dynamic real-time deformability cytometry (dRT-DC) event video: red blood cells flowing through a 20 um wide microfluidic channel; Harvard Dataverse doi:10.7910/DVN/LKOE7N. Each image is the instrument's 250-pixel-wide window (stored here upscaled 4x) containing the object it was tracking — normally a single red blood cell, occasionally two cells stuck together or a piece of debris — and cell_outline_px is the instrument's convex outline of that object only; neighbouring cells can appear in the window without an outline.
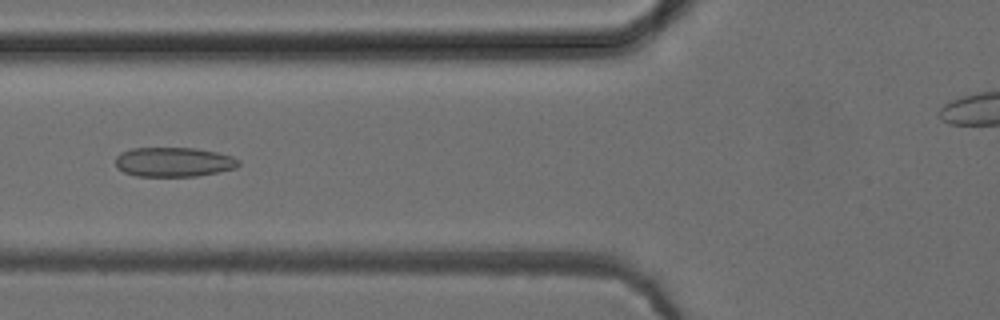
{"species": "common noctule bat (a hibernating species)", "species_latin": "Nyctalus noctula", "temperature_condition": "cold", "stored_images_in_passage": 53, "camera_frame_rate_fps": 3000, "um_per_image_px": 0.085, "animal": {"sex": "female", "body_mass_g": 24.6, "forearm_length_mm": 56.2}, "frame": {"image": 1, "passage_image": 20, "time_ms": 6.333, "image_size_px": [1000, 320], "cell_outline_px": [[240, 164], [236, 168], [196, 176], [136, 176], [124, 172], [116, 164], [116, 156], [120, 152], [132, 148], [196, 148], [216, 152], [232, 156], [240, 160]], "centroid_in_image_um": [14.77, 13.76], "position_along_channel_um": 111.0, "area_um2": 21.1}}
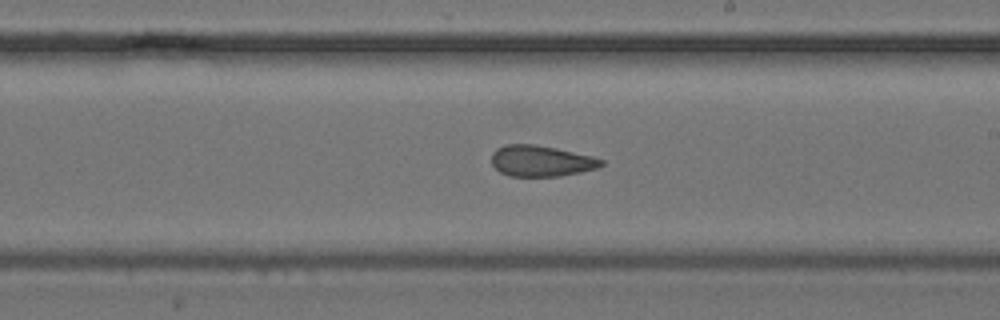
{"frame": {"image": 2, "passage_image": 30, "time_ms": 9.667, "image_size_px": [1000, 320], "cell_outline_px": [[604, 164], [596, 168], [580, 172], [560, 176], [508, 176], [500, 172], [492, 164], [492, 152], [496, 148], [504, 144], [532, 144], [556, 148], [592, 156], [604, 160]], "centroid_in_image_um": [45.97, 13.68], "position_along_channel_um": 243.0, "area_um2": 19.83}}
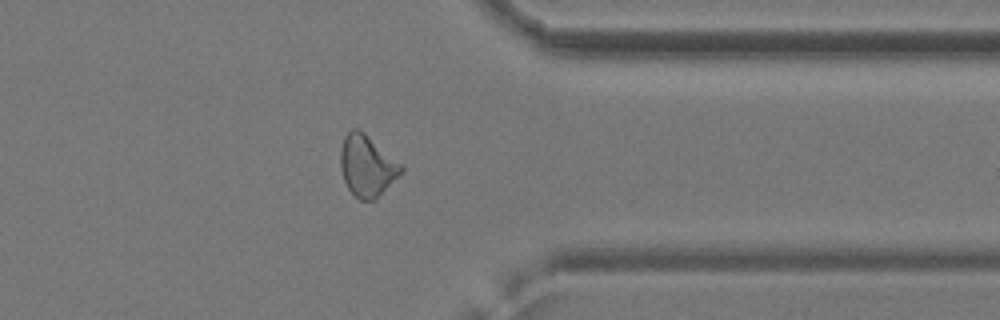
{"frame": {"image": 3, "passage_image": 41, "time_ms": 13.333, "image_size_px": [1000, 320], "cell_outline_px": [[404, 172], [376, 200], [360, 200], [348, 188], [344, 180], [340, 168], [340, 152], [344, 136], [352, 128], [356, 128], [364, 132], [400, 164], [404, 168]], "centroid_in_image_um": [31.2, 14.12], "position_along_channel_um": 380.2, "area_um2": 21.62}, "authors_computed_cell_mechanics": {"area_um2": 21.2704, "velocity_mm_per_s": 3.9549, "shape_relaxation_time_tau1_ms": null, "shape_relaxation_time_tau2_ms": 1.9597, "deformation_change_tau1": null, "deformation_change_tau2": 0.0954}}